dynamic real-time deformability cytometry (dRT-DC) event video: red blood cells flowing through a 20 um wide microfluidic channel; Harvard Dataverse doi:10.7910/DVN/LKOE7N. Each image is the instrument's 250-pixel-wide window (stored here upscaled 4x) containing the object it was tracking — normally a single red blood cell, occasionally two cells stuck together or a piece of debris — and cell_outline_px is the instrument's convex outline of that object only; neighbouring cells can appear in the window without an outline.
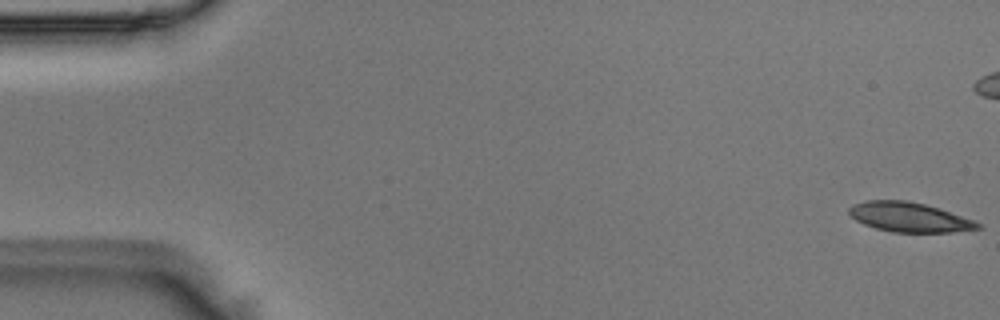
{"species": "Egyptian fruit bat (a non-hibernating species)", "species_latin": "Rousettus aegyptiacus", "temperature_condition": "room temperature", "stored_images_in_passage": 52, "camera_frame_rate_fps": 3000, "um_per_image_px": 0.085, "animal": {"sex": "male"}, "frame": {"image": 1, "passage_image": 1, "time_ms": 0.0, "image_size_px": [1000, 320], "cell_outline_px": [[984, 228], [952, 232], [892, 232], [876, 228], [864, 224], [856, 220], [848, 212], [848, 208], [852, 204], [864, 200], [904, 200], [924, 204], [940, 208], [976, 220], [984, 224]], "centroid_in_image_um": [77.34, 18.45], "position_along_channel_um": 7.7, "area_um2": 22.48}}
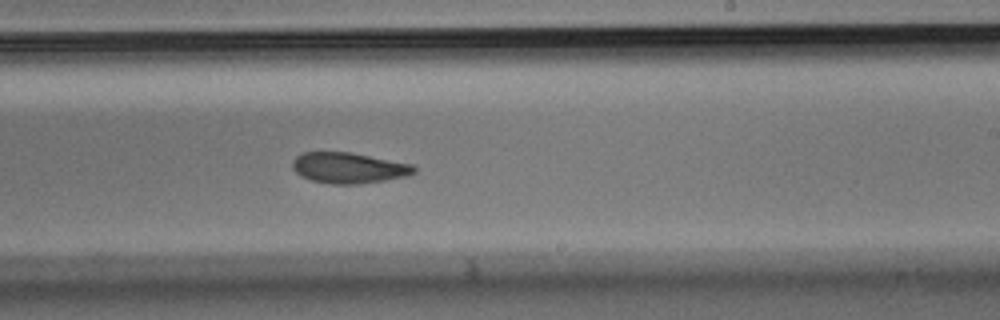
{"frame": {"image": 2, "passage_image": 31, "time_ms": 10.0, "image_size_px": [1000, 320], "cell_outline_px": [[416, 172], [408, 176], [384, 180], [356, 184], [332, 184], [312, 180], [300, 176], [292, 168], [292, 160], [300, 152], [352, 152], [412, 164], [416, 168]], "centroid_in_image_um": [29.62, 14.26], "position_along_channel_um": 259.4, "area_um2": 21.91}}
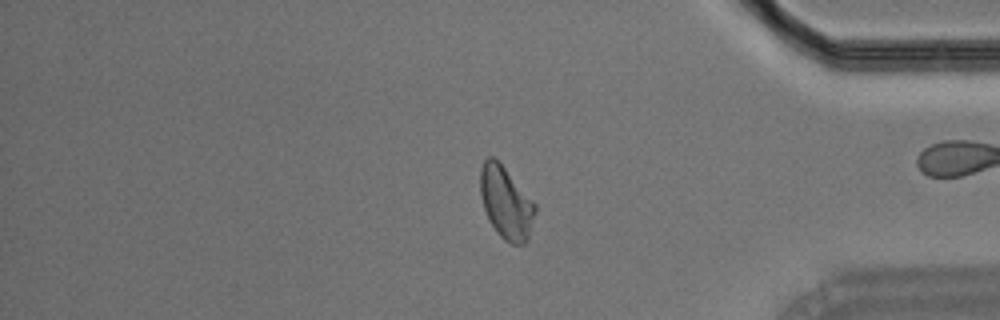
{"frame": {"image": 3, "passage_image": 43, "time_ms": 14.0, "image_size_px": [1000, 320], "cell_outline_px": [[536, 212], [528, 240], [524, 244], [512, 244], [504, 240], [496, 232], [484, 208], [480, 196], [480, 168], [484, 160], [488, 156], [492, 156], [504, 168], [536, 204]], "centroid_in_image_um": [43.01, 17.25], "position_along_channel_um": 392.2, "area_um2": 22.89}}